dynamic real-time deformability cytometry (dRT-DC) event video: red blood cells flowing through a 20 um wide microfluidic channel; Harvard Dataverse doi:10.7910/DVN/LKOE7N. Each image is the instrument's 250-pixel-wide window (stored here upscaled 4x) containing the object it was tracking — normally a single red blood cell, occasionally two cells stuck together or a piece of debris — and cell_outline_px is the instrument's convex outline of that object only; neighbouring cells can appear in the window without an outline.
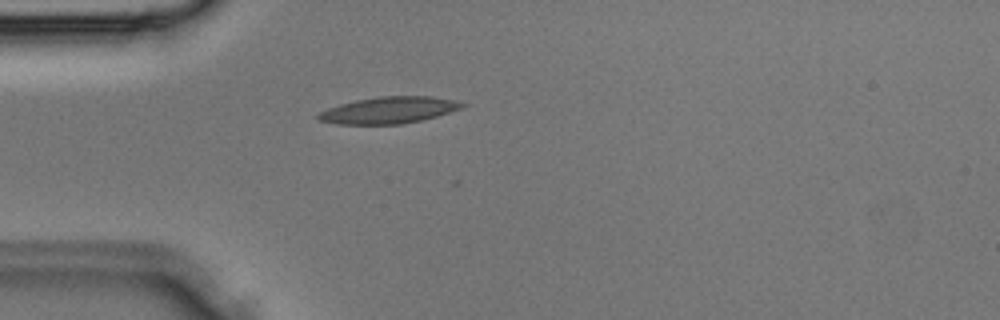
{"species": "Egyptian fruit bat (a non-hibernating species)", "species_latin": "Rousettus aegyptiacus", "temperature_condition": "room temperature", "stored_images_in_passage": 27, "camera_frame_rate_fps": 3000, "um_per_image_px": 0.085, "animal": {"sex": "male"}, "frame": {"image": 1, "passage_image": 2, "time_ms": 0.333, "image_size_px": [1000, 320], "cell_outline_px": [[468, 104], [464, 108], [436, 116], [420, 120], [400, 124], [336, 124], [320, 120], [316, 116], [320, 112], [328, 108], [340, 104], [356, 100], [380, 96], [432, 96], [452, 100]], "centroid_in_image_um": [33.07, 9.36], "position_along_channel_um": 51.9, "area_um2": 22.2}}
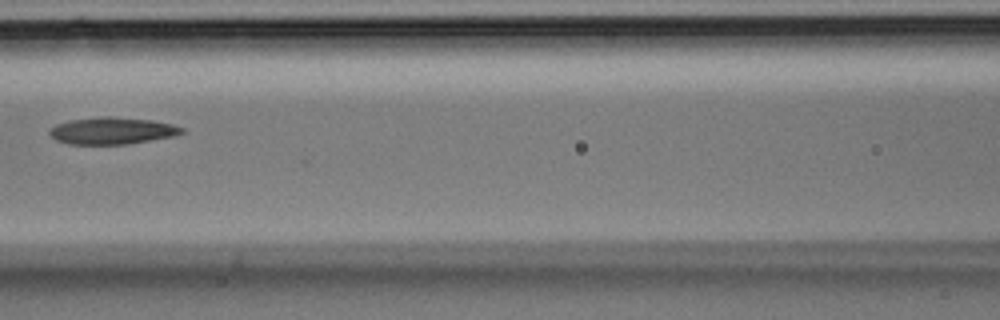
{"frame": {"image": 2, "passage_image": 8, "time_ms": 2.333, "image_size_px": [1000, 320], "cell_outline_px": [[184, 132], [172, 136], [128, 144], [68, 144], [56, 140], [48, 132], [56, 124], [72, 120], [104, 116], [108, 116], [152, 120], [172, 124], [184, 128]], "centroid_in_image_um": [9.53, 11.11], "position_along_channel_um": 157.1, "area_um2": 20.52}}
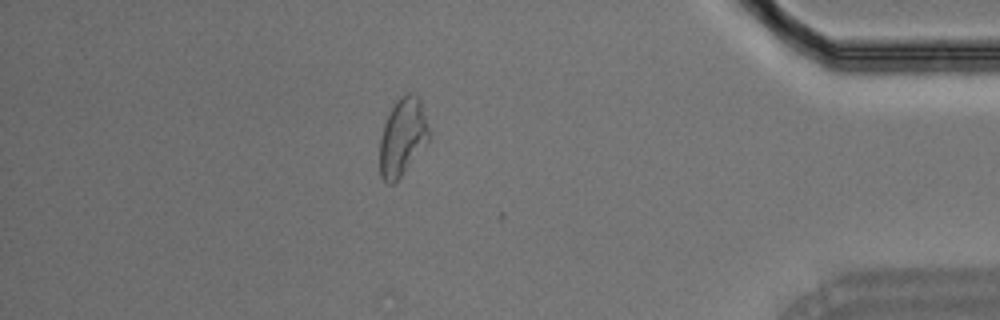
{"frame": {"image": 3, "passage_image": 23, "time_ms": 7.333, "image_size_px": [1000, 320], "cell_outline_px": [[432, 136], [400, 176], [392, 184], [388, 184], [380, 176], [380, 140], [384, 124], [396, 100], [400, 96], [408, 92], [416, 92], [420, 96]], "centroid_in_image_um": [34.25, 11.57], "position_along_channel_um": 401.0, "area_um2": 22.31}}